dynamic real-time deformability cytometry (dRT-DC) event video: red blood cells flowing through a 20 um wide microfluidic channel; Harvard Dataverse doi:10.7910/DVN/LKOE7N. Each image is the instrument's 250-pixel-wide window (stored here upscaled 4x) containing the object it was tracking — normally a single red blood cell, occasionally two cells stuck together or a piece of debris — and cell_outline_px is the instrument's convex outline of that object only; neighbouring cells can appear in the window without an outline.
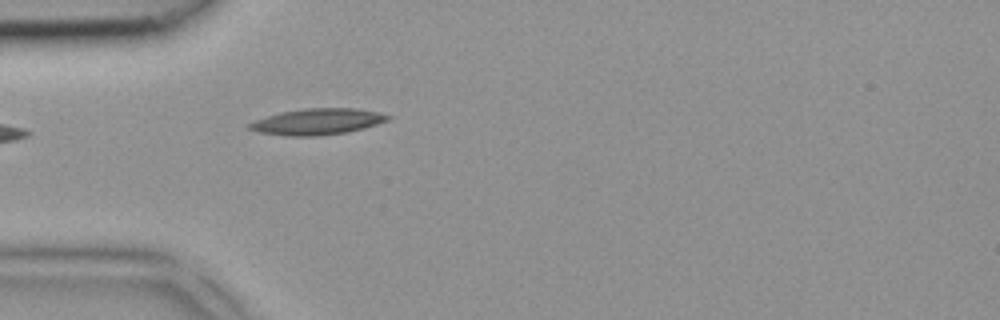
{"species": "common noctule bat (a hibernating species)", "species_latin": "Nyctalus noctula", "temperature_condition": "room temperature", "stored_images_in_passage": 5, "camera_frame_rate_fps": 3000, "um_per_image_px": 0.085, "animal": {"sex": "female", "body_mass_g": 18.4}, "frame": {"image": 1, "passage_image": 5, "time_ms": 1.333, "image_size_px": [1000, 320], "cell_outline_px": [[392, 116], [388, 120], [364, 128], [348, 132], [320, 136], [288, 136], [260, 132], [248, 128], [248, 124], [256, 120], [280, 112], [304, 108], [356, 108], [376, 112]], "centroid_in_image_um": [26.99, 10.34], "position_along_channel_um": 58.0, "area_um2": 20.98}}